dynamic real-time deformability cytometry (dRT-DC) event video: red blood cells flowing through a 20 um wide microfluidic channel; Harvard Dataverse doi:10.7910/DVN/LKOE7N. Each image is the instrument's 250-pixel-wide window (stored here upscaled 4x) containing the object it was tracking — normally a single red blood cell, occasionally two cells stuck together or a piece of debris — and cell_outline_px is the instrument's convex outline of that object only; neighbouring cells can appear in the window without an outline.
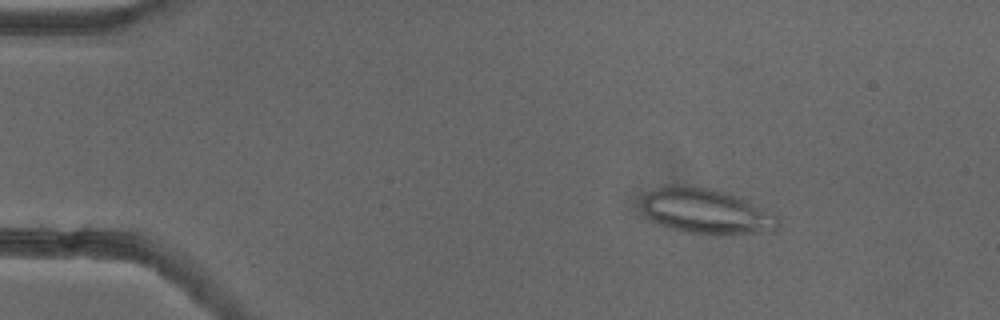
{"species": "common noctule bat (a hibernating species)", "species_latin": "Nyctalus noctula", "temperature_condition": "cold", "stored_images_in_passage": 52, "camera_frame_rate_fps": 3000, "um_per_image_px": 0.085, "animal": {"sex": "female"}, "frame": {"image": 1, "passage_image": 6, "time_ms": 1.667, "image_size_px": [1000, 320], "cell_outline_px": [[780, 224], [772, 232], [720, 236], [684, 232], [660, 224], [644, 216], [644, 196], [648, 192], [664, 184], [692, 184], [708, 188], [744, 200], [776, 216]], "centroid_in_image_um": [59.99, 17.98], "position_along_channel_um": 25.0, "area_um2": 35.95}}
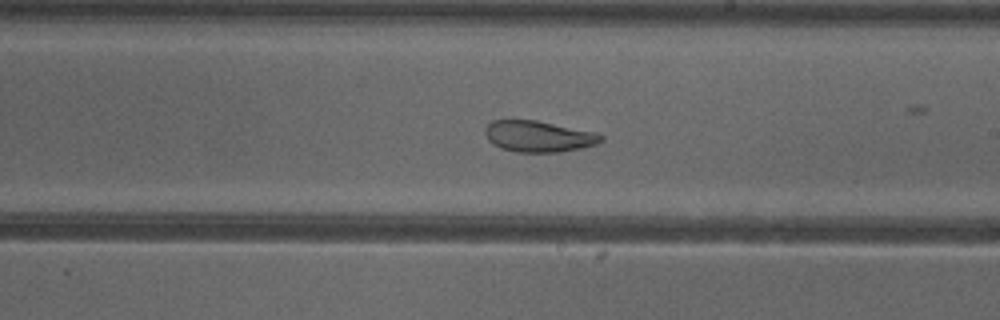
{"frame": {"image": 2, "passage_image": 29, "time_ms": 9.333, "image_size_px": [1000, 320], "cell_outline_px": [[604, 140], [596, 144], [580, 148], [560, 152], [516, 152], [504, 148], [488, 140], [484, 132], [484, 128], [492, 120], [536, 120], [596, 132], [604, 136]], "centroid_in_image_um": [45.8, 11.58], "position_along_channel_um": 243.2, "area_um2": 20.98}}
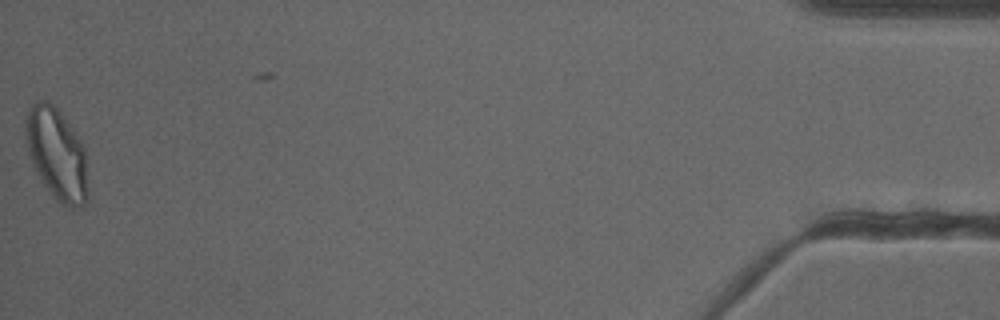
{"frame": {"image": 3, "passage_image": 51, "time_ms": 16.667, "image_size_px": [1000, 320], "cell_outline_px": [[88, 200], [80, 208], [72, 208], [60, 204], [56, 200], [44, 184], [36, 172], [28, 156], [24, 136], [24, 124], [28, 112], [32, 104], [36, 100], [48, 100], [60, 108], [84, 148], [88, 188]], "centroid_in_image_um": [4.8, 13.08], "position_along_channel_um": 430.4, "area_um2": 33.93}, "authors_computed_cell_mechanics": {"area_um2": 27.8885, "velocity_mm_per_s": 3.8717, "shape_relaxation_time_tau1_ms": null, "shape_relaxation_time_tau2_ms": 1.9855, "deformation_change_tau1": null, "deformation_change_tau2": 0.0899}}